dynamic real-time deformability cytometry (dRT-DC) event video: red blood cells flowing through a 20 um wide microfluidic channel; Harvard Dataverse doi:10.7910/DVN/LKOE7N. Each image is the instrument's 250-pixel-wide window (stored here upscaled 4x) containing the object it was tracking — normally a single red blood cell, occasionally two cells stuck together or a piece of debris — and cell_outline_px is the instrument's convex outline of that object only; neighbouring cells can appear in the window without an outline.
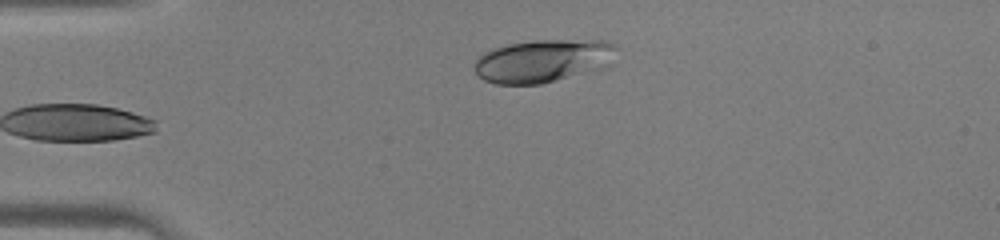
{"species": "human", "species_latin": "Homo sapiens", "temperature_condition": "warm", "stored_images_in_passage": 29, "camera_frame_rate_fps": 3000, "um_per_image_px": 0.085, "donor": {"sex": "male"}, "frame": {"image": 1, "passage_image": 1, "time_ms": 0.0, "image_size_px": [1000, 240], "cell_outline_px": [[620, 48], [612, 64], [608, 68], [540, 84], [496, 84], [484, 80], [472, 68], [472, 64], [484, 52], [496, 48], [512, 44], [536, 40], [608, 40], [616, 44]], "centroid_in_image_um": [46.28, 5.17], "position_along_channel_um": 38.7, "area_um2": 36.18}}
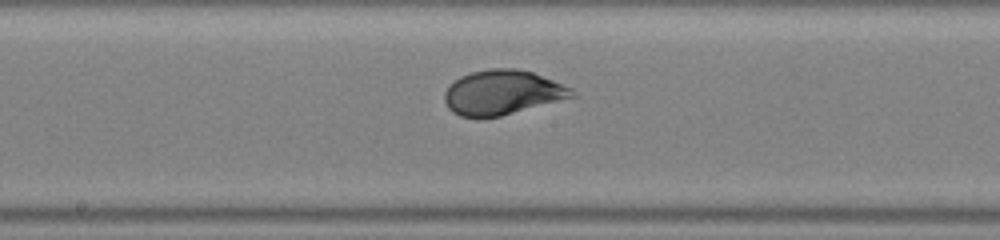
{"frame": {"image": 2, "passage_image": 14, "time_ms": 4.333, "image_size_px": [1000, 240], "cell_outline_px": [[576, 96], [500, 116], [460, 116], [452, 112], [448, 108], [444, 100], [444, 92], [460, 76], [472, 72], [488, 68], [516, 68], [532, 72], [572, 88], [576, 92]], "centroid_in_image_um": [42.7, 7.85], "position_along_channel_um": 205.5, "area_um2": 32.71}}
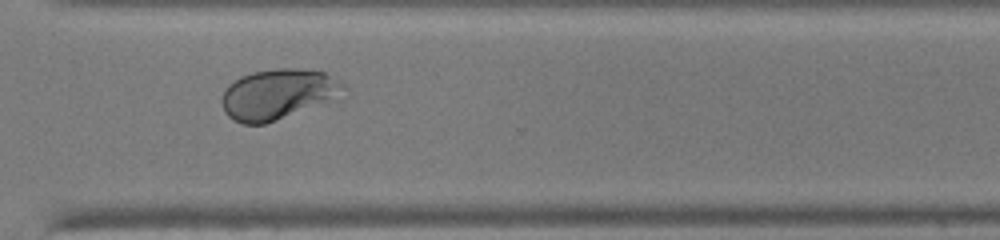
{"frame": {"image": 3, "passage_image": 23, "time_ms": 7.333, "image_size_px": [1000, 240], "cell_outline_px": [[344, 100], [264, 124], [244, 124], [232, 120], [224, 112], [220, 100], [220, 96], [228, 84], [240, 76], [252, 72], [276, 68], [300, 68], [324, 72], [340, 80], [344, 84]], "centroid_in_image_um": [23.71, 8.03], "position_along_channel_um": 346.9, "area_um2": 37.22}}